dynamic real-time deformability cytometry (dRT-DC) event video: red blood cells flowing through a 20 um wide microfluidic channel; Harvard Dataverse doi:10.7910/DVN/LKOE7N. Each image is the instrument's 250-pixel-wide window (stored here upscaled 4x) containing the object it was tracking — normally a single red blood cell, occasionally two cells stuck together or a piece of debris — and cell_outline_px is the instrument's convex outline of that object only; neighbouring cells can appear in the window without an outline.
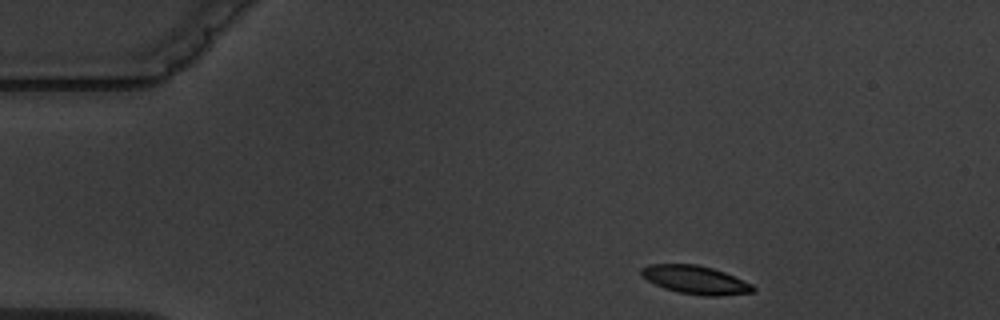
{"species": "common noctule bat (a hibernating species)", "species_latin": "Nyctalus noctula", "temperature_condition": "warm", "stored_images_in_passage": 5, "camera_frame_rate_fps": 3000, "um_per_image_px": 0.085, "animal": {"sex": "male", "body_mass_g": 19.5, "forearm_length_mm": 54.6}, "frame": {"image": 1, "passage_image": 1, "time_ms": 0.0, "image_size_px": [1000, 320], "cell_outline_px": [[756, 288], [752, 292], [720, 296], [704, 296], [680, 292], [664, 288], [640, 276], [640, 268], [648, 264], [696, 264], [712, 268], [724, 272], [752, 284]], "centroid_in_image_um": [59.09, 23.78], "position_along_channel_um": 25.9, "area_um2": 18.38}}
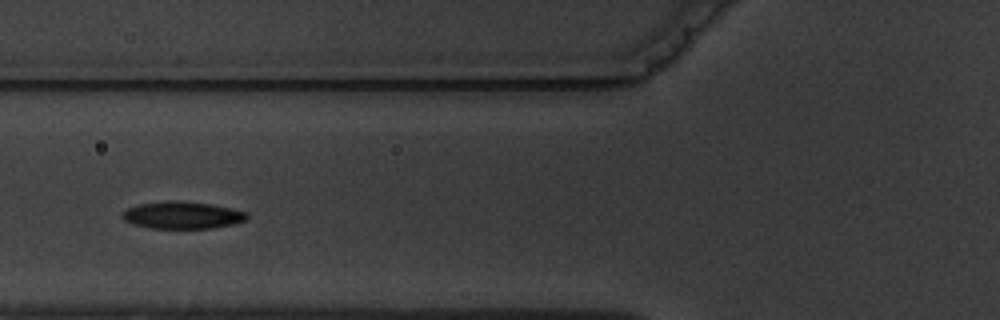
{"frame": {"image": 2, "passage_image": 5, "time_ms": 4.333, "image_size_px": [1000, 320], "cell_outline_px": [[248, 216], [244, 220], [232, 224], [212, 228], [152, 228], [132, 224], [124, 220], [120, 216], [120, 212], [136, 204], [168, 200], [176, 200], [212, 204], [248, 212]], "centroid_in_image_um": [15.44, 18.27], "position_along_channel_um": 110.4, "area_um2": 19.88}}